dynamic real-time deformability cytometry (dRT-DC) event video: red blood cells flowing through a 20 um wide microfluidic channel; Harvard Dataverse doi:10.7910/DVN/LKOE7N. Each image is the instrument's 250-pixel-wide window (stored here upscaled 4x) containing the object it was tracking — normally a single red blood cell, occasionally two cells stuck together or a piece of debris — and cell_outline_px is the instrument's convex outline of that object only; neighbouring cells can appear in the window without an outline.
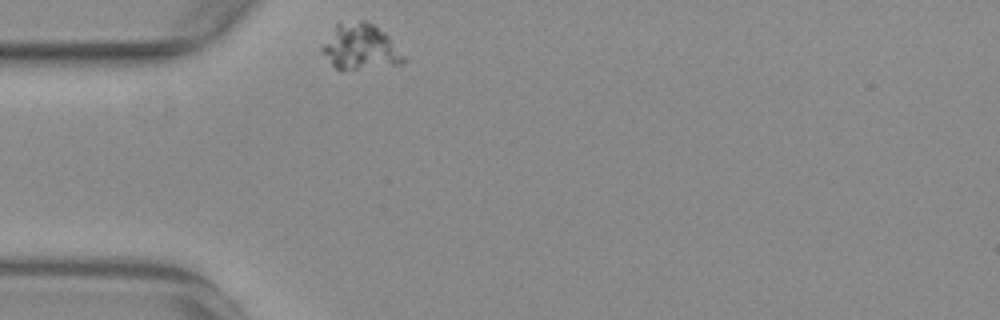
{"species": "common noctule bat (a hibernating species)", "species_latin": "Nyctalus noctula", "temperature_condition": "warm", "stored_images_in_passage": 36, "camera_frame_rate_fps": 3000, "um_per_image_px": 0.085, "animal": {"sex": "female", "body_mass_g": 29.2, "forearm_length_mm": 56.3}, "frame": {"image": 1, "passage_image": 1, "time_ms": 0.0, "image_size_px": [1000, 320], "cell_outline_px": [[408, 60], [404, 64], [356, 68], [336, 68], [332, 64], [320, 48], [336, 24], [360, 20], [364, 20], [372, 24], [388, 36]], "centroid_in_image_um": [30.66, 3.97], "position_along_channel_um": 54.3, "area_um2": 21.04}}
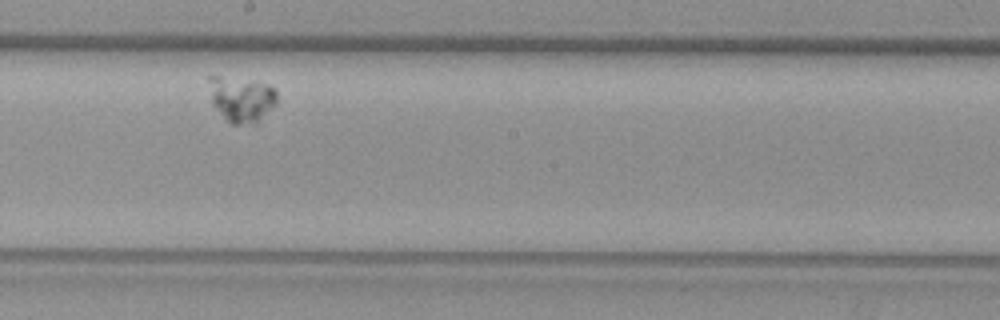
{"frame": {"image": 2, "passage_image": 18, "time_ms": 5.667, "image_size_px": [1000, 320], "cell_outline_px": [[276, 104], [256, 124], [232, 124], [212, 104], [208, 80], [208, 76], [220, 76], [268, 84], [276, 88]], "centroid_in_image_um": [20.54, 8.42], "position_along_channel_um": 227.7, "area_um2": 17.8}}
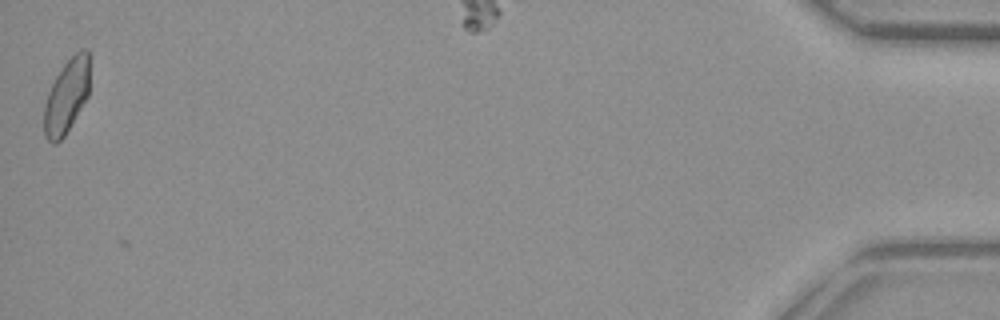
{"frame": {"image": 3, "passage_image": 36, "time_ms": 11.667, "image_size_px": [1000, 320], "cell_outline_px": [[88, 96], [64, 136], [56, 144], [52, 144], [44, 136], [44, 104], [48, 92], [56, 76], [64, 64], [76, 52], [84, 48], [88, 48]], "centroid_in_image_um": [5.64, 8.2], "position_along_channel_um": 429.6, "area_um2": 19.42}}